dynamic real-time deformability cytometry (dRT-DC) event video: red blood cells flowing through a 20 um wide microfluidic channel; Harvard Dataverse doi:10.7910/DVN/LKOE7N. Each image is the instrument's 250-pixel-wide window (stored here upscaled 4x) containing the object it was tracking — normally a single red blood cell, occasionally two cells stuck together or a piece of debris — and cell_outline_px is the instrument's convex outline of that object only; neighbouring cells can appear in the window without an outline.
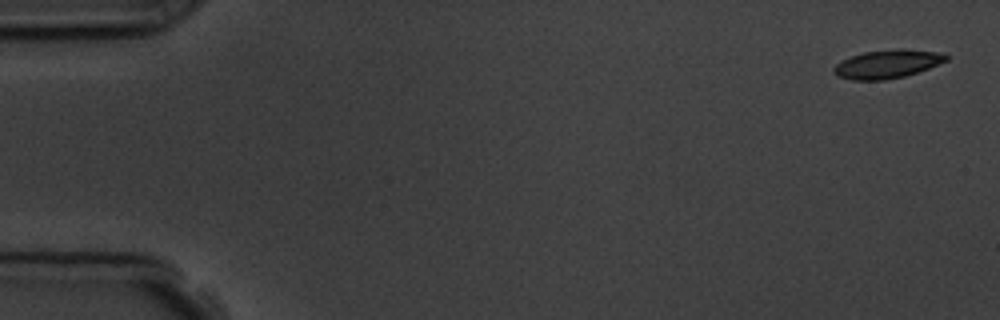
{"species": "common noctule bat (a hibernating species)", "species_latin": "Nyctalus noctula", "temperature_condition": "room temperature", "stored_images_in_passage": 5, "camera_frame_rate_fps": 3000, "um_per_image_px": 0.085, "animal": {"sex": "male", "body_mass_g": 19.5, "forearm_length_mm": 54.6}, "frame": {"image": 1, "passage_image": 1, "time_ms": 0.0, "image_size_px": [1000, 320], "cell_outline_px": [[948, 60], [928, 68], [904, 76], [884, 80], [852, 80], [836, 76], [832, 72], [832, 68], [840, 60], [864, 52], [936, 52], [948, 56]], "centroid_in_image_um": [75.28, 5.51], "position_along_channel_um": 9.7, "area_um2": 17.51}}
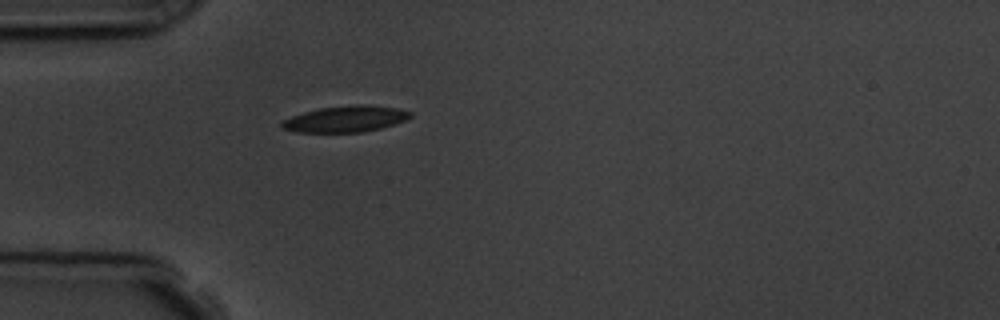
{"frame": {"image": 2, "passage_image": 5, "time_ms": 4.667, "image_size_px": [1000, 320], "cell_outline_px": [[412, 116], [408, 120], [380, 128], [364, 132], [296, 132], [280, 128], [280, 124], [284, 120], [292, 116], [304, 112], [320, 108], [356, 104], [364, 104], [396, 108], [412, 112]], "centroid_in_image_um": [29.39, 10.11], "position_along_channel_um": 55.6, "area_um2": 19.65}}